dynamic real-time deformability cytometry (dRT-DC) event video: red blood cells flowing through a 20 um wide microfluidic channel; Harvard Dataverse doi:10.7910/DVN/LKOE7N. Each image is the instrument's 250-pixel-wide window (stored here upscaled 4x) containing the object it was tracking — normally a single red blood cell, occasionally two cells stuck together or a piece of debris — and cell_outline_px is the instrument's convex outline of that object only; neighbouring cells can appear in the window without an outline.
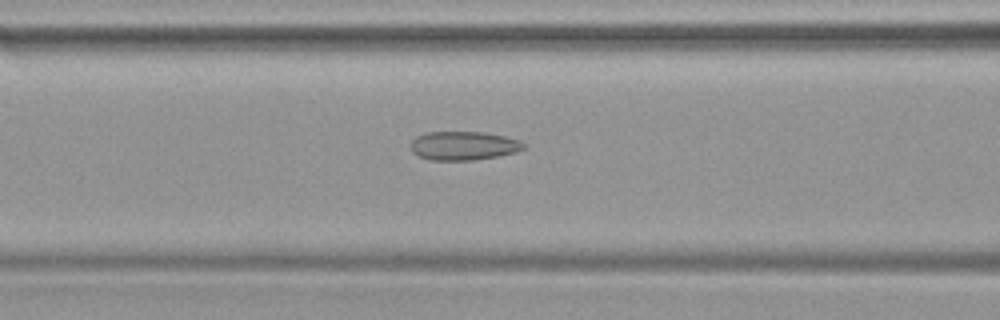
{"species": "common noctule bat (a hibernating species)", "species_latin": "Nyctalus noctula", "temperature_condition": "warm", "stored_images_in_passage": 47, "camera_frame_rate_fps": 3000, "um_per_image_px": 0.085, "animal": {"sex": "female", "body_mass_g": 19.9}, "frame": {"image": 1, "passage_image": 19, "time_ms": 6.0, "image_size_px": [1000, 320], "cell_outline_px": [[528, 144], [524, 148], [516, 152], [496, 156], [472, 160], [428, 160], [416, 156], [408, 148], [408, 144], [416, 136], [424, 132], [484, 132], [504, 136], [520, 140]], "centroid_in_image_um": [39.34, 12.38], "position_along_channel_um": 127.3, "area_um2": 19.31}}
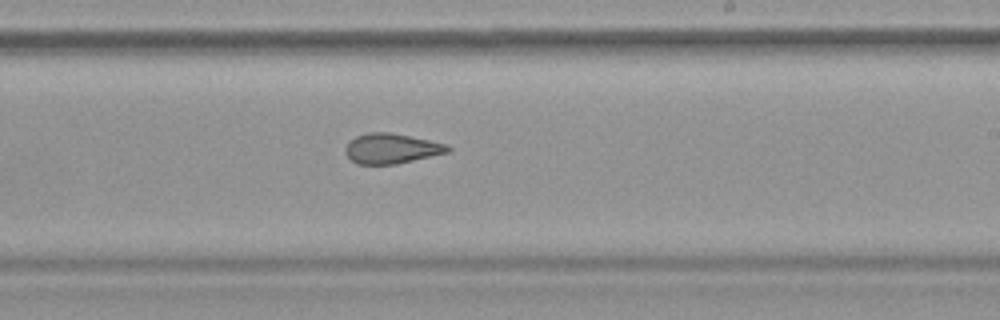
{"frame": {"image": 2, "passage_image": 28, "time_ms": 9.0, "image_size_px": [1000, 320], "cell_outline_px": [[452, 148], [448, 152], [396, 164], [356, 164], [344, 152], [344, 148], [348, 140], [356, 136], [368, 132], [388, 132], [448, 144]], "centroid_in_image_um": [33.23, 12.62], "position_along_channel_um": 255.8, "area_um2": 17.92}}
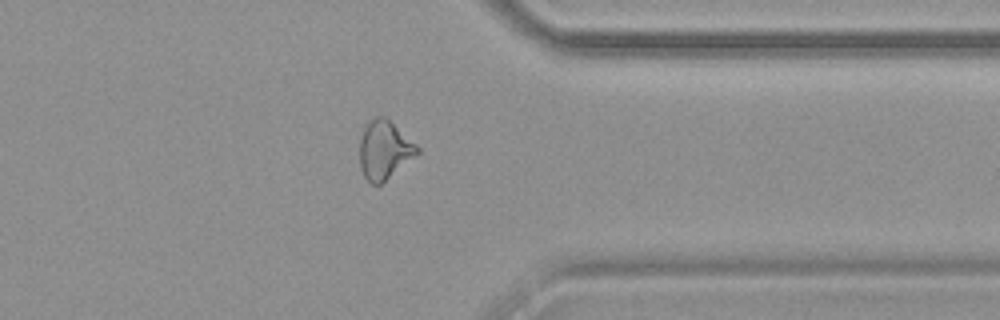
{"frame": {"image": 3, "passage_image": 37, "time_ms": 12.0, "image_size_px": [1000, 320], "cell_outline_px": [[420, 152], [380, 184], [372, 184], [364, 176], [360, 168], [360, 136], [364, 128], [376, 116], [384, 116], [416, 144], [420, 148]], "centroid_in_image_um": [32.66, 12.75], "position_along_channel_um": 378.7, "area_um2": 19.19}}